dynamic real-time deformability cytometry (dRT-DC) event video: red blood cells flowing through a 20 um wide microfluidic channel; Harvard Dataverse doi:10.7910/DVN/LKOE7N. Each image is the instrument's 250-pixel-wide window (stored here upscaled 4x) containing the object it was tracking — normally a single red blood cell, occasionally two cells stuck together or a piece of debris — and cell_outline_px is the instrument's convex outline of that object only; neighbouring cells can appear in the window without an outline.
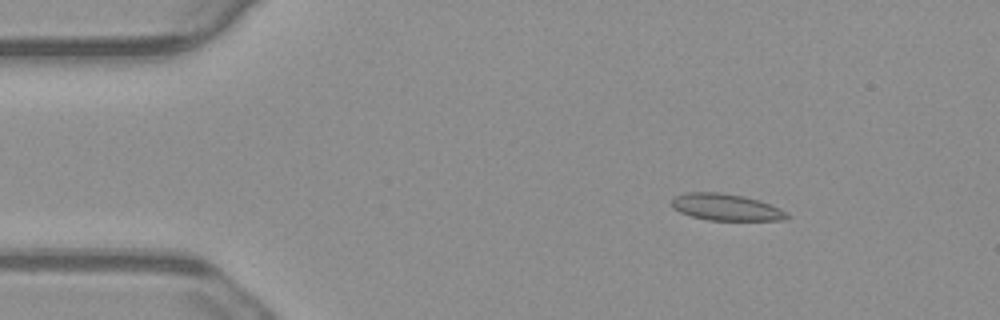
{"species": "common noctule bat (a hibernating species)", "species_latin": "Nyctalus noctula", "temperature_condition": "warm", "stored_images_in_passage": 55, "camera_frame_rate_fps": 3000, "um_per_image_px": 0.085, "animal": {"sex": "male", "body_mass_g": 23.1, "forearm_length_mm": 52.7}, "frame": {"image": 1, "passage_image": 8, "time_ms": 2.333, "image_size_px": [1000, 320], "cell_outline_px": [[792, 216], [788, 220], [708, 220], [692, 216], [680, 212], [672, 208], [672, 200], [676, 196], [688, 192], [720, 192], [744, 196], [760, 200], [780, 208], [788, 212]], "centroid_in_image_um": [61.78, 17.61], "position_along_channel_um": 23.2, "area_um2": 18.09}}
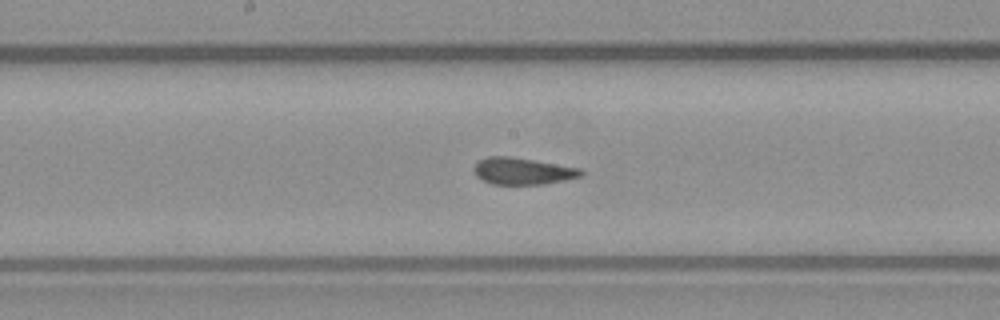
{"frame": {"image": 2, "passage_image": 28, "time_ms": 9.0, "image_size_px": [1000, 320], "cell_outline_px": [[584, 172], [580, 176], [564, 180], [544, 184], [492, 184], [476, 176], [472, 168], [480, 160], [488, 156], [508, 156], [580, 168]], "centroid_in_image_um": [44.39, 14.54], "position_along_channel_um": 203.8, "area_um2": 16.47}}
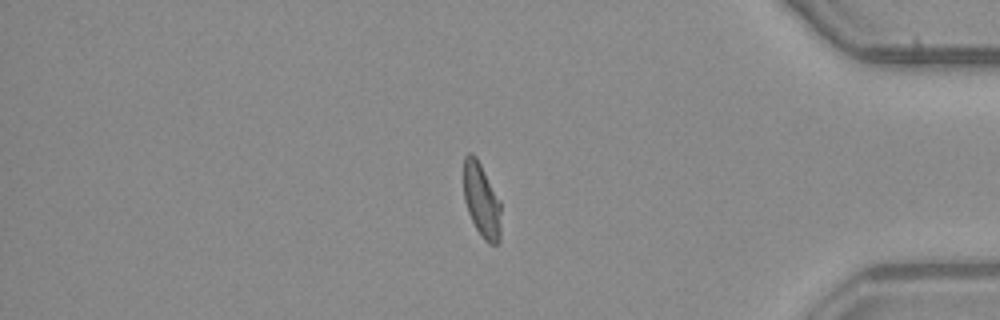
{"frame": {"image": 3, "passage_image": 46, "time_ms": 15.0, "image_size_px": [1000, 320], "cell_outline_px": [[500, 240], [496, 244], [488, 244], [484, 240], [476, 228], [468, 212], [464, 200], [464, 156], [468, 152], [472, 152], [476, 156], [500, 200]], "centroid_in_image_um": [40.93, 17.02], "position_along_channel_um": 394.3, "area_um2": 16.13}, "authors_computed_cell_mechanics": {"area_um2": 17.3978, "velocity_mm_per_s": 3.747, "shape_relaxation_time_tau1_ms": 7.8143, "shape_relaxation_time_tau2_ms": 1.1805, "deformation_change_tau1": 0.1931, "deformation_change_tau2": 0.0669}}